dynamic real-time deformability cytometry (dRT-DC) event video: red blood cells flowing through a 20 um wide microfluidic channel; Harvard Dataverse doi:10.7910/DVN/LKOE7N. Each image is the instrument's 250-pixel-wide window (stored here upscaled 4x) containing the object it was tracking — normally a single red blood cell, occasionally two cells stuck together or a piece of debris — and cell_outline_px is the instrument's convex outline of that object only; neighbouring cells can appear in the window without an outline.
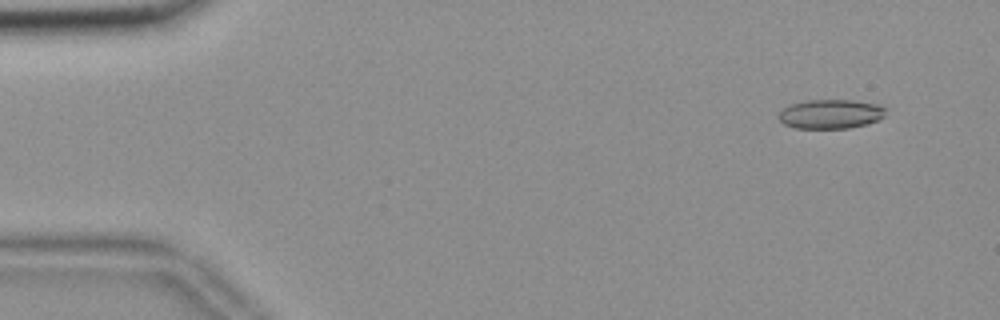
{"species": "common noctule bat (a hibernating species)", "species_latin": "Nyctalus noctula", "temperature_condition": "room temperature", "stored_images_in_passage": 56, "camera_frame_rate_fps": 3000, "um_per_image_px": 0.085, "animal": {"sex": "female", "body_mass_g": 18.4}, "frame": {"image": 1, "passage_image": 5, "time_ms": 1.333, "image_size_px": [1000, 320], "cell_outline_px": [[888, 108], [884, 116], [868, 124], [848, 128], [796, 128], [784, 124], [780, 120], [780, 112], [784, 108], [792, 104], [804, 100], [852, 100], [880, 104]], "centroid_in_image_um": [70.66, 9.68], "position_along_channel_um": 14.3, "area_um2": 18.26}}
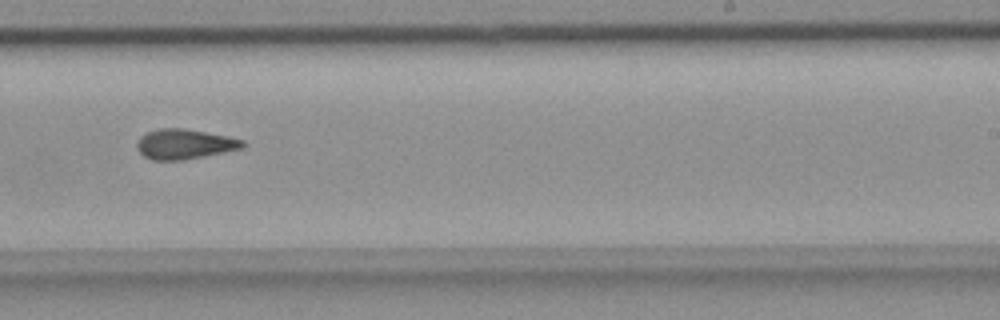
{"frame": {"image": 2, "passage_image": 35, "time_ms": 11.333, "image_size_px": [1000, 320], "cell_outline_px": [[244, 144], [240, 148], [204, 156], [184, 160], [152, 160], [144, 156], [136, 148], [136, 144], [140, 136], [148, 132], [160, 128], [184, 128], [228, 136], [244, 140]], "centroid_in_image_um": [15.64, 12.24], "position_along_channel_um": 273.4, "area_um2": 18.32}}
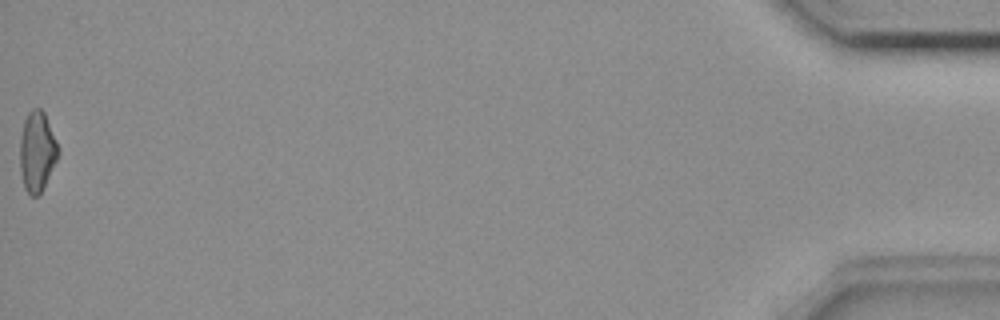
{"frame": {"image": 3, "passage_image": 56, "time_ms": 18.333, "image_size_px": [1000, 320], "cell_outline_px": [[60, 152], [44, 188], [36, 196], [32, 196], [24, 188], [20, 172], [20, 136], [24, 120], [28, 112], [32, 108], [40, 108], [44, 112], [60, 148]], "centroid_in_image_um": [3.15, 12.87], "position_along_channel_um": 432.0, "area_um2": 18.03}, "authors_computed_cell_mechanics": {"area_um2": 18.2937, "velocity_mm_per_s": 3.7059, "shape_relaxation_time_tau1_ms": null, "shape_relaxation_time_tau2_ms": 3.6855, "deformation_change_tau1": null, "deformation_change_tau2": 0.1089}}